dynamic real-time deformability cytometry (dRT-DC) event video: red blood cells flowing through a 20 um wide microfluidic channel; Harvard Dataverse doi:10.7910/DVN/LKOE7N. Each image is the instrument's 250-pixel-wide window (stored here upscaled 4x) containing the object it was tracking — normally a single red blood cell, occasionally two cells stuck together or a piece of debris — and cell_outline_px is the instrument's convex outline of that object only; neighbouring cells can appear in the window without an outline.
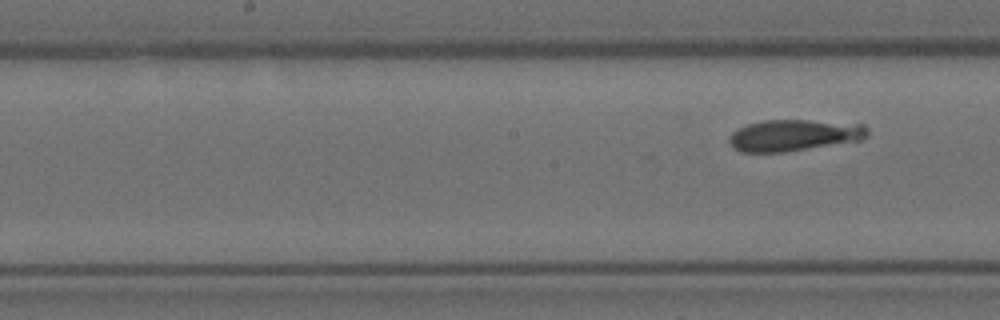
{"species": "Egyptian fruit bat (a non-hibernating species)", "species_latin": "Rousettus aegyptiacus", "temperature_condition": "room temperature", "stored_images_in_passage": 10, "segment_of_instrument_passage": [2, 2], "camera_frame_rate_fps": 3000, "um_per_image_px": 0.085, "animal": {"sex": "female"}, "frame": {"image": 1, "passage_image": 10, "time_ms": 3.0, "image_size_px": [1000, 320], "cell_outline_px": [[868, 136], [860, 140], [784, 152], [740, 152], [728, 140], [728, 136], [736, 128], [748, 124], [764, 120], [808, 120], [864, 124], [868, 128]], "centroid_in_image_um": [67.48, 11.49], "position_along_channel_um": 180.7, "area_um2": 25.32}}